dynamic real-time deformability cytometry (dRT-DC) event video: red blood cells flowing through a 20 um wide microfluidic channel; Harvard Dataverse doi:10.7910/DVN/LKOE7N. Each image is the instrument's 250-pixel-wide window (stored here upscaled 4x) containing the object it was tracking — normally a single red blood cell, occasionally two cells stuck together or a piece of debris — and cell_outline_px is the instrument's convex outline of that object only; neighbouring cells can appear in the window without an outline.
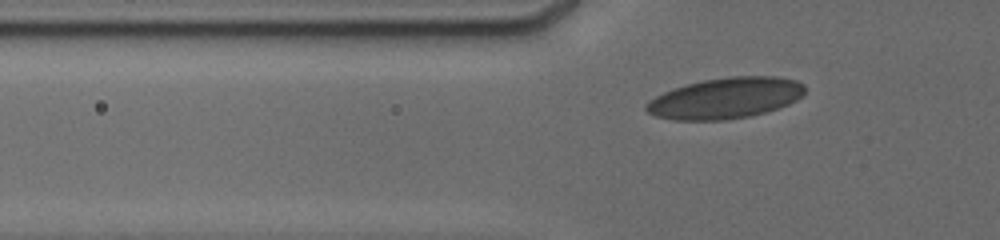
{"species": "human", "species_latin": "Homo sapiens", "temperature_condition": "cold", "stored_images_in_passage": 15, "camera_frame_rate_fps": 3000, "um_per_image_px": 0.085, "donor": {"sex": "male"}, "frame": {"image": 1, "passage_image": 2, "time_ms": 0.333, "image_size_px": [1000, 240], "cell_outline_px": [[804, 92], [796, 100], [788, 104], [764, 112], [748, 116], [720, 120], [676, 120], [656, 116], [648, 112], [644, 108], [644, 104], [656, 96], [664, 92], [688, 84], [704, 80], [728, 76], [780, 76], [796, 80], [804, 84]], "centroid_in_image_um": [61.67, 8.33], "position_along_channel_um": 64.1, "area_um2": 37.51}}
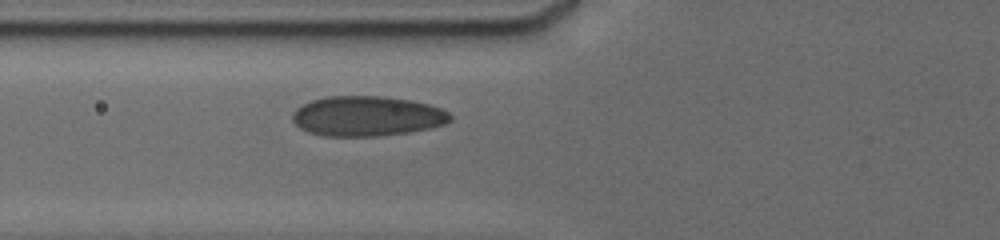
{"frame": {"image": 2, "passage_image": 9, "time_ms": 1.333, "image_size_px": [1000, 240], "cell_outline_px": [[452, 120], [444, 124], [428, 128], [408, 132], [376, 136], [324, 136], [308, 132], [300, 128], [292, 120], [292, 112], [296, 108], [312, 100], [328, 96], [384, 96], [412, 100], [428, 104], [440, 108], [448, 112], [452, 116]], "centroid_in_image_um": [31.18, 9.86], "position_along_channel_um": 94.6, "area_um2": 36.82}}